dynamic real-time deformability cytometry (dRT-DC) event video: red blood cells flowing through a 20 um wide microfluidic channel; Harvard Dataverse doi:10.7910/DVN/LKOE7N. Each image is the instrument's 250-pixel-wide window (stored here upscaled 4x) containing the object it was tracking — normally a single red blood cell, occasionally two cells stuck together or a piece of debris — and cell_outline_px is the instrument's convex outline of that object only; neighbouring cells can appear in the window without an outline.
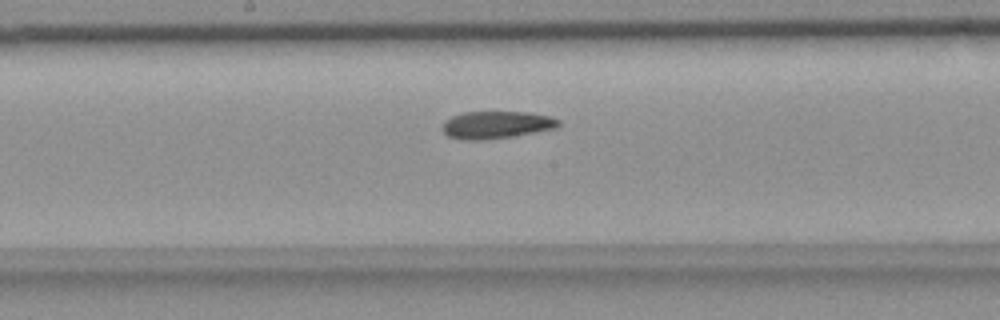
{"species": "common noctule bat (a hibernating species)", "species_latin": "Nyctalus noctula", "temperature_condition": "room temperature", "stored_images_in_passage": 39, "camera_frame_rate_fps": 3000, "um_per_image_px": 0.085, "animal": {"sex": "female", "body_mass_g": 18.4}, "frame": {"image": 1, "passage_image": 22, "time_ms": 7.0, "image_size_px": [1000, 320], "cell_outline_px": [[560, 124], [556, 128], [512, 136], [480, 140], [464, 140], [448, 136], [440, 128], [444, 120], [452, 116], [464, 112], [528, 112], [552, 116], [560, 120]], "centroid_in_image_um": [42.17, 10.6], "position_along_channel_um": 206.0, "area_um2": 18.61}}
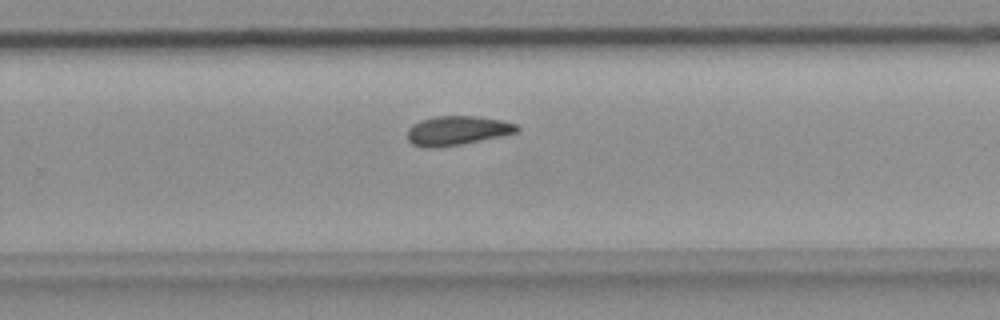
{"frame": {"image": 2, "passage_image": 29, "time_ms": 9.333, "image_size_px": [1000, 320], "cell_outline_px": [[520, 128], [516, 132], [504, 136], [460, 144], [436, 148], [424, 148], [412, 144], [408, 140], [408, 128], [412, 124], [420, 120], [436, 116], [476, 116], [500, 120], [516, 124]], "centroid_in_image_um": [38.84, 11.1], "position_along_channel_um": 291.0, "area_um2": 18.73}}
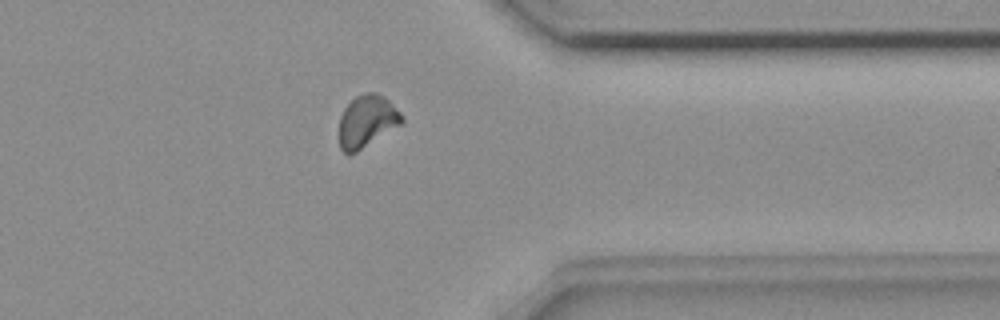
{"frame": {"image": 3, "passage_image": 37, "time_ms": 12.0, "image_size_px": [1000, 320], "cell_outline_px": [[404, 120], [400, 124], [356, 152], [348, 156], [340, 148], [340, 116], [344, 108], [356, 96], [364, 92], [376, 92], [384, 96], [400, 112]], "centroid_in_image_um": [31.16, 10.29], "position_along_channel_um": 380.2, "area_um2": 18.79}}